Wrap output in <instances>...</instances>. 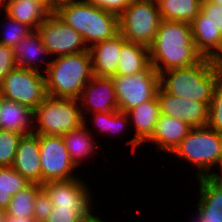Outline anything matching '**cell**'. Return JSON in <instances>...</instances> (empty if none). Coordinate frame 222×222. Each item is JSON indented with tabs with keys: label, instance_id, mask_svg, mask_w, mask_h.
<instances>
[{
	"label": "cell",
	"instance_id": "obj_1",
	"mask_svg": "<svg viewBox=\"0 0 222 222\" xmlns=\"http://www.w3.org/2000/svg\"><path fill=\"white\" fill-rule=\"evenodd\" d=\"M149 54L150 63L159 74L192 66L203 58L193 41L191 25L167 20L161 21Z\"/></svg>",
	"mask_w": 222,
	"mask_h": 222
},
{
	"label": "cell",
	"instance_id": "obj_2",
	"mask_svg": "<svg viewBox=\"0 0 222 222\" xmlns=\"http://www.w3.org/2000/svg\"><path fill=\"white\" fill-rule=\"evenodd\" d=\"M53 12L82 36L88 48L119 33L117 15L84 0H59Z\"/></svg>",
	"mask_w": 222,
	"mask_h": 222
},
{
	"label": "cell",
	"instance_id": "obj_3",
	"mask_svg": "<svg viewBox=\"0 0 222 222\" xmlns=\"http://www.w3.org/2000/svg\"><path fill=\"white\" fill-rule=\"evenodd\" d=\"M159 77L160 87L165 92L209 106L220 81L219 61L203 57L192 66L168 70Z\"/></svg>",
	"mask_w": 222,
	"mask_h": 222
},
{
	"label": "cell",
	"instance_id": "obj_4",
	"mask_svg": "<svg viewBox=\"0 0 222 222\" xmlns=\"http://www.w3.org/2000/svg\"><path fill=\"white\" fill-rule=\"evenodd\" d=\"M44 75L49 97L78 100L93 76L89 50L51 59Z\"/></svg>",
	"mask_w": 222,
	"mask_h": 222
},
{
	"label": "cell",
	"instance_id": "obj_5",
	"mask_svg": "<svg viewBox=\"0 0 222 222\" xmlns=\"http://www.w3.org/2000/svg\"><path fill=\"white\" fill-rule=\"evenodd\" d=\"M172 154L198 168L196 178L208 177L222 158V134L208 126L192 127Z\"/></svg>",
	"mask_w": 222,
	"mask_h": 222
},
{
	"label": "cell",
	"instance_id": "obj_6",
	"mask_svg": "<svg viewBox=\"0 0 222 222\" xmlns=\"http://www.w3.org/2000/svg\"><path fill=\"white\" fill-rule=\"evenodd\" d=\"M84 124L77 99L47 97L33 111V132L63 136Z\"/></svg>",
	"mask_w": 222,
	"mask_h": 222
},
{
	"label": "cell",
	"instance_id": "obj_7",
	"mask_svg": "<svg viewBox=\"0 0 222 222\" xmlns=\"http://www.w3.org/2000/svg\"><path fill=\"white\" fill-rule=\"evenodd\" d=\"M119 33L128 42L150 47L162 21L157 5L132 0L120 14Z\"/></svg>",
	"mask_w": 222,
	"mask_h": 222
},
{
	"label": "cell",
	"instance_id": "obj_8",
	"mask_svg": "<svg viewBox=\"0 0 222 222\" xmlns=\"http://www.w3.org/2000/svg\"><path fill=\"white\" fill-rule=\"evenodd\" d=\"M0 96L34 111L48 97L45 75L39 71L16 67L4 77Z\"/></svg>",
	"mask_w": 222,
	"mask_h": 222
},
{
	"label": "cell",
	"instance_id": "obj_9",
	"mask_svg": "<svg viewBox=\"0 0 222 222\" xmlns=\"http://www.w3.org/2000/svg\"><path fill=\"white\" fill-rule=\"evenodd\" d=\"M112 81L121 112L152 100L160 87L159 73L151 63L135 75L113 76Z\"/></svg>",
	"mask_w": 222,
	"mask_h": 222
},
{
	"label": "cell",
	"instance_id": "obj_10",
	"mask_svg": "<svg viewBox=\"0 0 222 222\" xmlns=\"http://www.w3.org/2000/svg\"><path fill=\"white\" fill-rule=\"evenodd\" d=\"M42 184L49 181L74 179L77 168L72 162L62 136L38 134Z\"/></svg>",
	"mask_w": 222,
	"mask_h": 222
},
{
	"label": "cell",
	"instance_id": "obj_11",
	"mask_svg": "<svg viewBox=\"0 0 222 222\" xmlns=\"http://www.w3.org/2000/svg\"><path fill=\"white\" fill-rule=\"evenodd\" d=\"M86 181L76 177L68 180L49 181L42 184L50 198L53 207L57 209L72 210L79 217L87 215L93 208L91 198L94 195Z\"/></svg>",
	"mask_w": 222,
	"mask_h": 222
},
{
	"label": "cell",
	"instance_id": "obj_12",
	"mask_svg": "<svg viewBox=\"0 0 222 222\" xmlns=\"http://www.w3.org/2000/svg\"><path fill=\"white\" fill-rule=\"evenodd\" d=\"M37 32L52 59L88 51L82 36L54 12L37 28Z\"/></svg>",
	"mask_w": 222,
	"mask_h": 222
},
{
	"label": "cell",
	"instance_id": "obj_13",
	"mask_svg": "<svg viewBox=\"0 0 222 222\" xmlns=\"http://www.w3.org/2000/svg\"><path fill=\"white\" fill-rule=\"evenodd\" d=\"M78 101L86 124L87 120H90L87 119L86 113L108 114L119 110L112 77L93 75L84 86Z\"/></svg>",
	"mask_w": 222,
	"mask_h": 222
},
{
	"label": "cell",
	"instance_id": "obj_14",
	"mask_svg": "<svg viewBox=\"0 0 222 222\" xmlns=\"http://www.w3.org/2000/svg\"><path fill=\"white\" fill-rule=\"evenodd\" d=\"M156 97L160 114L177 118L191 127L207 126L209 106L206 103L177 97L161 87Z\"/></svg>",
	"mask_w": 222,
	"mask_h": 222
},
{
	"label": "cell",
	"instance_id": "obj_15",
	"mask_svg": "<svg viewBox=\"0 0 222 222\" xmlns=\"http://www.w3.org/2000/svg\"><path fill=\"white\" fill-rule=\"evenodd\" d=\"M11 167L29 182L42 185L38 134L32 132L21 136Z\"/></svg>",
	"mask_w": 222,
	"mask_h": 222
},
{
	"label": "cell",
	"instance_id": "obj_16",
	"mask_svg": "<svg viewBox=\"0 0 222 222\" xmlns=\"http://www.w3.org/2000/svg\"><path fill=\"white\" fill-rule=\"evenodd\" d=\"M129 116L131 127L135 128V134L132 139L127 141L131 144V152H136V148L146 143L155 130L156 123L160 116L159 102L157 97L150 101L143 102L142 104L130 109L126 112Z\"/></svg>",
	"mask_w": 222,
	"mask_h": 222
},
{
	"label": "cell",
	"instance_id": "obj_17",
	"mask_svg": "<svg viewBox=\"0 0 222 222\" xmlns=\"http://www.w3.org/2000/svg\"><path fill=\"white\" fill-rule=\"evenodd\" d=\"M126 42L118 33L113 38L96 43L88 48L91 55L93 75L100 77L116 76L122 45Z\"/></svg>",
	"mask_w": 222,
	"mask_h": 222
},
{
	"label": "cell",
	"instance_id": "obj_18",
	"mask_svg": "<svg viewBox=\"0 0 222 222\" xmlns=\"http://www.w3.org/2000/svg\"><path fill=\"white\" fill-rule=\"evenodd\" d=\"M5 15L32 30L37 28L53 13V9L43 0H3L0 10Z\"/></svg>",
	"mask_w": 222,
	"mask_h": 222
},
{
	"label": "cell",
	"instance_id": "obj_19",
	"mask_svg": "<svg viewBox=\"0 0 222 222\" xmlns=\"http://www.w3.org/2000/svg\"><path fill=\"white\" fill-rule=\"evenodd\" d=\"M17 67L45 73L51 58L37 30H33L14 48ZM49 57V61L45 58ZM43 58V59H42ZM47 60V61H46ZM42 61V62H41ZM45 63L47 64L46 66ZM44 64V65H43ZM43 65V66H42ZM43 69H41V68Z\"/></svg>",
	"mask_w": 222,
	"mask_h": 222
},
{
	"label": "cell",
	"instance_id": "obj_20",
	"mask_svg": "<svg viewBox=\"0 0 222 222\" xmlns=\"http://www.w3.org/2000/svg\"><path fill=\"white\" fill-rule=\"evenodd\" d=\"M191 128L190 125L177 118L160 114L152 137L147 142H151L152 145L156 144L159 152L172 153Z\"/></svg>",
	"mask_w": 222,
	"mask_h": 222
},
{
	"label": "cell",
	"instance_id": "obj_21",
	"mask_svg": "<svg viewBox=\"0 0 222 222\" xmlns=\"http://www.w3.org/2000/svg\"><path fill=\"white\" fill-rule=\"evenodd\" d=\"M0 129L22 135L33 132V111L0 96Z\"/></svg>",
	"mask_w": 222,
	"mask_h": 222
},
{
	"label": "cell",
	"instance_id": "obj_22",
	"mask_svg": "<svg viewBox=\"0 0 222 222\" xmlns=\"http://www.w3.org/2000/svg\"><path fill=\"white\" fill-rule=\"evenodd\" d=\"M90 130L86 123H84L77 129L69 131L62 136L70 158L76 167H80L79 165L83 160H88L94 157L91 155H96L97 153L96 147L99 145L97 141H95V135H93Z\"/></svg>",
	"mask_w": 222,
	"mask_h": 222
},
{
	"label": "cell",
	"instance_id": "obj_23",
	"mask_svg": "<svg viewBox=\"0 0 222 222\" xmlns=\"http://www.w3.org/2000/svg\"><path fill=\"white\" fill-rule=\"evenodd\" d=\"M198 179V202L196 207L205 215L207 222H222V185L208 177Z\"/></svg>",
	"mask_w": 222,
	"mask_h": 222
},
{
	"label": "cell",
	"instance_id": "obj_24",
	"mask_svg": "<svg viewBox=\"0 0 222 222\" xmlns=\"http://www.w3.org/2000/svg\"><path fill=\"white\" fill-rule=\"evenodd\" d=\"M197 51L204 58L222 61V34L210 23H190Z\"/></svg>",
	"mask_w": 222,
	"mask_h": 222
},
{
	"label": "cell",
	"instance_id": "obj_25",
	"mask_svg": "<svg viewBox=\"0 0 222 222\" xmlns=\"http://www.w3.org/2000/svg\"><path fill=\"white\" fill-rule=\"evenodd\" d=\"M116 76H132L150 64L149 48L126 41L122 45Z\"/></svg>",
	"mask_w": 222,
	"mask_h": 222
},
{
	"label": "cell",
	"instance_id": "obj_26",
	"mask_svg": "<svg viewBox=\"0 0 222 222\" xmlns=\"http://www.w3.org/2000/svg\"><path fill=\"white\" fill-rule=\"evenodd\" d=\"M203 0H164L158 5L161 19L191 23L201 12Z\"/></svg>",
	"mask_w": 222,
	"mask_h": 222
},
{
	"label": "cell",
	"instance_id": "obj_27",
	"mask_svg": "<svg viewBox=\"0 0 222 222\" xmlns=\"http://www.w3.org/2000/svg\"><path fill=\"white\" fill-rule=\"evenodd\" d=\"M30 184L12 167H0V208L6 209L12 196Z\"/></svg>",
	"mask_w": 222,
	"mask_h": 222
},
{
	"label": "cell",
	"instance_id": "obj_28",
	"mask_svg": "<svg viewBox=\"0 0 222 222\" xmlns=\"http://www.w3.org/2000/svg\"><path fill=\"white\" fill-rule=\"evenodd\" d=\"M41 189L42 185L31 183L25 189L13 195L8 207L5 209L6 215L33 217L35 197Z\"/></svg>",
	"mask_w": 222,
	"mask_h": 222
},
{
	"label": "cell",
	"instance_id": "obj_29",
	"mask_svg": "<svg viewBox=\"0 0 222 222\" xmlns=\"http://www.w3.org/2000/svg\"><path fill=\"white\" fill-rule=\"evenodd\" d=\"M22 134L0 129V167L13 165Z\"/></svg>",
	"mask_w": 222,
	"mask_h": 222
},
{
	"label": "cell",
	"instance_id": "obj_30",
	"mask_svg": "<svg viewBox=\"0 0 222 222\" xmlns=\"http://www.w3.org/2000/svg\"><path fill=\"white\" fill-rule=\"evenodd\" d=\"M5 20V24H8V26L4 25V28L2 27V32L5 31L3 33L1 32L0 34V44L2 45L14 48L22 39H24L29 33L33 31L27 25L20 23L19 21H16L15 19H12L7 15L5 17Z\"/></svg>",
	"mask_w": 222,
	"mask_h": 222
},
{
	"label": "cell",
	"instance_id": "obj_31",
	"mask_svg": "<svg viewBox=\"0 0 222 222\" xmlns=\"http://www.w3.org/2000/svg\"><path fill=\"white\" fill-rule=\"evenodd\" d=\"M208 127L222 134V81L220 80L213 92L209 104Z\"/></svg>",
	"mask_w": 222,
	"mask_h": 222
},
{
	"label": "cell",
	"instance_id": "obj_32",
	"mask_svg": "<svg viewBox=\"0 0 222 222\" xmlns=\"http://www.w3.org/2000/svg\"><path fill=\"white\" fill-rule=\"evenodd\" d=\"M191 23H210L222 34V5L202 2L201 12Z\"/></svg>",
	"mask_w": 222,
	"mask_h": 222
},
{
	"label": "cell",
	"instance_id": "obj_33",
	"mask_svg": "<svg viewBox=\"0 0 222 222\" xmlns=\"http://www.w3.org/2000/svg\"><path fill=\"white\" fill-rule=\"evenodd\" d=\"M53 209V204L49 196L42 188L35 197L33 218L37 222H44L50 215Z\"/></svg>",
	"mask_w": 222,
	"mask_h": 222
},
{
	"label": "cell",
	"instance_id": "obj_34",
	"mask_svg": "<svg viewBox=\"0 0 222 222\" xmlns=\"http://www.w3.org/2000/svg\"><path fill=\"white\" fill-rule=\"evenodd\" d=\"M17 67L13 47L0 44V86L10 71Z\"/></svg>",
	"mask_w": 222,
	"mask_h": 222
},
{
	"label": "cell",
	"instance_id": "obj_35",
	"mask_svg": "<svg viewBox=\"0 0 222 222\" xmlns=\"http://www.w3.org/2000/svg\"><path fill=\"white\" fill-rule=\"evenodd\" d=\"M98 8L111 12L118 17L129 6L132 0H84Z\"/></svg>",
	"mask_w": 222,
	"mask_h": 222
},
{
	"label": "cell",
	"instance_id": "obj_36",
	"mask_svg": "<svg viewBox=\"0 0 222 222\" xmlns=\"http://www.w3.org/2000/svg\"><path fill=\"white\" fill-rule=\"evenodd\" d=\"M129 116L126 112H121L120 110L110 113V126L109 134L122 135V131L126 130L127 126H131ZM121 133V134H120Z\"/></svg>",
	"mask_w": 222,
	"mask_h": 222
},
{
	"label": "cell",
	"instance_id": "obj_37",
	"mask_svg": "<svg viewBox=\"0 0 222 222\" xmlns=\"http://www.w3.org/2000/svg\"><path fill=\"white\" fill-rule=\"evenodd\" d=\"M79 216L72 210L57 209L53 207L49 217L44 222H76Z\"/></svg>",
	"mask_w": 222,
	"mask_h": 222
},
{
	"label": "cell",
	"instance_id": "obj_38",
	"mask_svg": "<svg viewBox=\"0 0 222 222\" xmlns=\"http://www.w3.org/2000/svg\"><path fill=\"white\" fill-rule=\"evenodd\" d=\"M91 116H94L92 119L93 124L95 125L94 128H97L98 132L109 134V126H110V113H91ZM95 122V123H94ZM100 129V130H99ZM108 132V134H107Z\"/></svg>",
	"mask_w": 222,
	"mask_h": 222
},
{
	"label": "cell",
	"instance_id": "obj_39",
	"mask_svg": "<svg viewBox=\"0 0 222 222\" xmlns=\"http://www.w3.org/2000/svg\"><path fill=\"white\" fill-rule=\"evenodd\" d=\"M92 212L93 210L90 211L87 215L79 217L76 222H104L102 217L99 218L100 216H96L94 213L92 214Z\"/></svg>",
	"mask_w": 222,
	"mask_h": 222
},
{
	"label": "cell",
	"instance_id": "obj_40",
	"mask_svg": "<svg viewBox=\"0 0 222 222\" xmlns=\"http://www.w3.org/2000/svg\"><path fill=\"white\" fill-rule=\"evenodd\" d=\"M5 222H37L33 217L6 215Z\"/></svg>",
	"mask_w": 222,
	"mask_h": 222
},
{
	"label": "cell",
	"instance_id": "obj_41",
	"mask_svg": "<svg viewBox=\"0 0 222 222\" xmlns=\"http://www.w3.org/2000/svg\"><path fill=\"white\" fill-rule=\"evenodd\" d=\"M219 165V166H218ZM217 166L220 168V174L215 173L214 171L209 174L208 178L213 182L222 185V158L219 160Z\"/></svg>",
	"mask_w": 222,
	"mask_h": 222
},
{
	"label": "cell",
	"instance_id": "obj_42",
	"mask_svg": "<svg viewBox=\"0 0 222 222\" xmlns=\"http://www.w3.org/2000/svg\"><path fill=\"white\" fill-rule=\"evenodd\" d=\"M197 217H195V221H192V222H207L205 220V215L197 208Z\"/></svg>",
	"mask_w": 222,
	"mask_h": 222
},
{
	"label": "cell",
	"instance_id": "obj_43",
	"mask_svg": "<svg viewBox=\"0 0 222 222\" xmlns=\"http://www.w3.org/2000/svg\"><path fill=\"white\" fill-rule=\"evenodd\" d=\"M43 1H45L52 9H54L59 0H43Z\"/></svg>",
	"mask_w": 222,
	"mask_h": 222
},
{
	"label": "cell",
	"instance_id": "obj_44",
	"mask_svg": "<svg viewBox=\"0 0 222 222\" xmlns=\"http://www.w3.org/2000/svg\"><path fill=\"white\" fill-rule=\"evenodd\" d=\"M6 211L5 209L0 208V222H5Z\"/></svg>",
	"mask_w": 222,
	"mask_h": 222
},
{
	"label": "cell",
	"instance_id": "obj_45",
	"mask_svg": "<svg viewBox=\"0 0 222 222\" xmlns=\"http://www.w3.org/2000/svg\"><path fill=\"white\" fill-rule=\"evenodd\" d=\"M145 1L150 2V3L158 6V5L161 4L164 0H145Z\"/></svg>",
	"mask_w": 222,
	"mask_h": 222
},
{
	"label": "cell",
	"instance_id": "obj_46",
	"mask_svg": "<svg viewBox=\"0 0 222 222\" xmlns=\"http://www.w3.org/2000/svg\"><path fill=\"white\" fill-rule=\"evenodd\" d=\"M203 2H211V3L222 5V0H203Z\"/></svg>",
	"mask_w": 222,
	"mask_h": 222
},
{
	"label": "cell",
	"instance_id": "obj_47",
	"mask_svg": "<svg viewBox=\"0 0 222 222\" xmlns=\"http://www.w3.org/2000/svg\"><path fill=\"white\" fill-rule=\"evenodd\" d=\"M220 80L222 81V61H219Z\"/></svg>",
	"mask_w": 222,
	"mask_h": 222
},
{
	"label": "cell",
	"instance_id": "obj_48",
	"mask_svg": "<svg viewBox=\"0 0 222 222\" xmlns=\"http://www.w3.org/2000/svg\"><path fill=\"white\" fill-rule=\"evenodd\" d=\"M3 0H0V8L2 6ZM0 14H1V10H0Z\"/></svg>",
	"mask_w": 222,
	"mask_h": 222
}]
</instances>
